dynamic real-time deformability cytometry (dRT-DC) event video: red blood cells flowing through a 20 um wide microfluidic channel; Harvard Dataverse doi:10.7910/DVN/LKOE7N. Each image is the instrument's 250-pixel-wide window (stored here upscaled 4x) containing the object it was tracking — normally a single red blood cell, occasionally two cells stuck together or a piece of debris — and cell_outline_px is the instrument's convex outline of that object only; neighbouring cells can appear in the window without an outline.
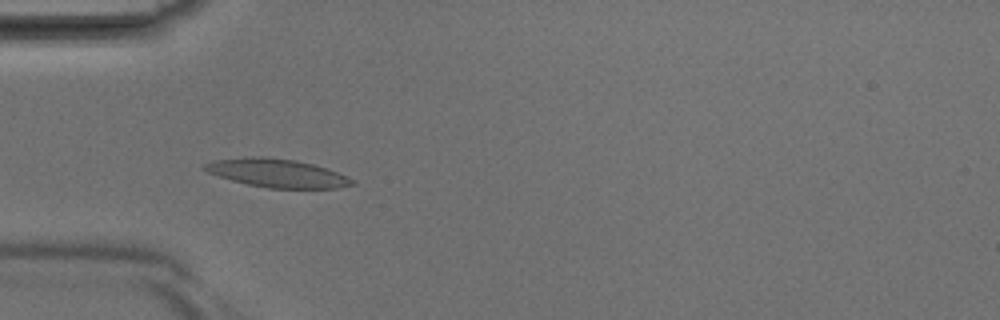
{"species": "Egyptian fruit bat (a non-hibernating species)", "species_latin": "Rousettus aegyptiacus", "temperature_condition": "room temperature", "stored_images_in_passage": 39, "camera_frame_rate_fps": 3000, "um_per_image_px": 0.085, "animal": {"sex": "male"}, "frame": {"image": 1, "passage_image": 11, "time_ms": 3.333, "image_size_px": [1000, 320], "cell_outline_px": [[352, 184], [332, 188], [272, 188], [248, 184], [232, 180], [208, 172], [204, 168], [208, 164], [220, 160], [292, 160], [312, 164], [336, 172], [352, 180]], "centroid_in_image_um": [23.64, 14.78], "position_along_channel_um": 61.4, "area_um2": 22.14}}
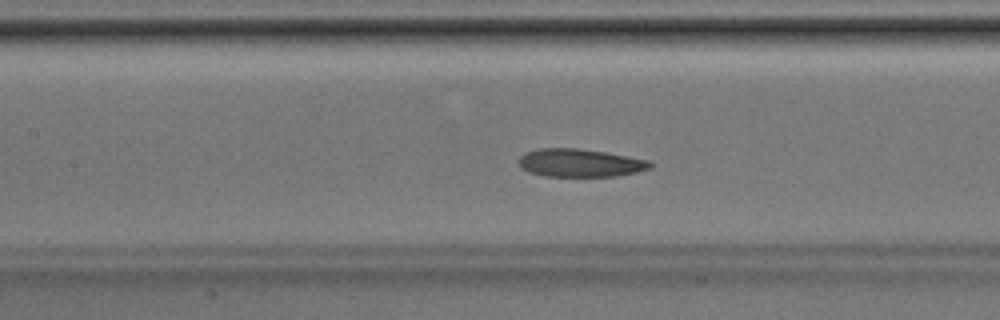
{"frame": {"image": 2, "passage_image": 17, "time_ms": 5.333, "image_size_px": [1000, 320], "cell_outline_px": [[652, 164], [648, 168], [632, 172], [612, 176], [548, 176], [532, 172], [524, 168], [520, 164], [520, 156], [528, 152], [544, 148], [576, 148], [604, 152], [648, 160]], "centroid_in_image_um": [49.3, 13.84], "position_along_channel_um": 158.1, "area_um2": 20.63}}
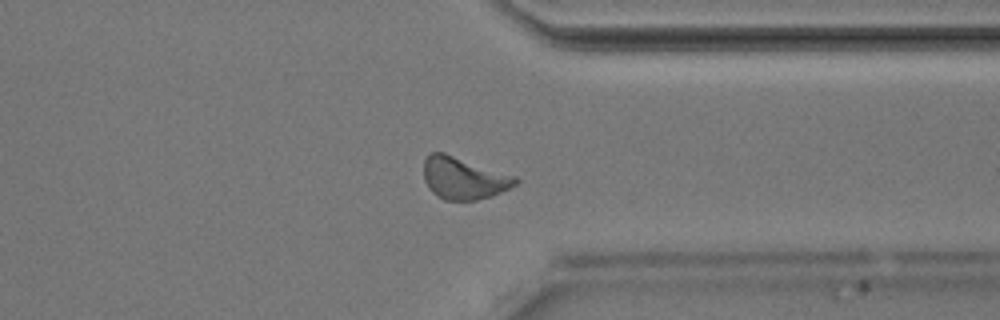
{"frame": {"image": 3, "passage_image": 30, "time_ms": 9.667, "image_size_px": [1000, 320], "cell_outline_px": [[520, 180], [516, 184], [492, 196], [476, 200], [444, 200], [432, 192], [424, 180], [424, 160], [432, 152], [444, 152], [516, 176]], "centroid_in_image_um": [39.41, 15.14], "position_along_channel_um": 372.0, "area_um2": 22.43}}